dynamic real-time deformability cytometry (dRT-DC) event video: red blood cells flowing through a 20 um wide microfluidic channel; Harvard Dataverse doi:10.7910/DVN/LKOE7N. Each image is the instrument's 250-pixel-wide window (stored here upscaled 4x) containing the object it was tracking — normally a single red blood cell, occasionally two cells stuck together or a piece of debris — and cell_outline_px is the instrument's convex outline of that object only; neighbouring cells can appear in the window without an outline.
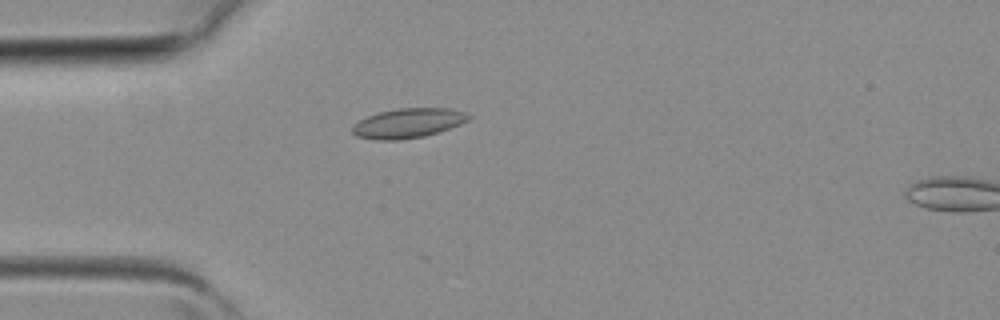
{"species": "common noctule bat (a hibernating species)", "species_latin": "Nyctalus noctula", "temperature_condition": "room temperature", "stored_images_in_passage": 4, "camera_frame_rate_fps": 3000, "um_per_image_px": 0.085, "animal": {"sex": "female", "body_mass_g": 19.3, "forearm_length_mm": 54.1}, "frame": {"image": 1, "passage_image": 4, "time_ms": 1.0, "image_size_px": [1000, 320], "cell_outline_px": [[472, 116], [468, 120], [460, 124], [424, 136], [400, 140], [376, 140], [356, 136], [352, 132], [352, 124], [368, 116], [380, 112], [400, 108], [448, 108], [464, 112]], "centroid_in_image_um": [34.66, 10.47], "position_along_channel_um": 50.3, "area_um2": 19.88}}